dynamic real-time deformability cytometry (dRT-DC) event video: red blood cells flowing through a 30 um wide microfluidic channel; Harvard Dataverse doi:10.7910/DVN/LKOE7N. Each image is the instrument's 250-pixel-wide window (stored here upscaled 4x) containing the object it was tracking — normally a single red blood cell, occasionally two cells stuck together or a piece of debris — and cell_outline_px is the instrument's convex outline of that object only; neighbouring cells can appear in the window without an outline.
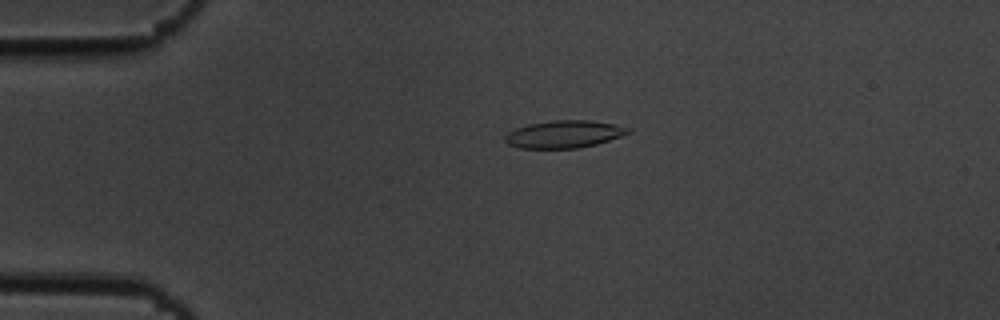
{"species": "common noctule bat (a hibernating species)", "species_latin": "Nyctalus noctula", "temperature_condition": "cold", "stored_images_in_passage": 46, "camera_frame_rate_fps": 3000, "um_per_image_px": 0.085, "animal": {"sex": "male", "body_mass_g": 19.5, "forearm_length_mm": 54.6}, "frame": {"image": 1, "passage_image": 3, "time_ms": 0.667, "image_size_px": [1000, 320], "cell_outline_px": [[632, 132], [596, 144], [580, 148], [520, 148], [508, 144], [504, 140], [504, 136], [508, 132], [516, 128], [528, 124], [556, 120], [588, 120], [616, 124], [632, 128]], "centroid_in_image_um": [47.96, 11.4], "position_along_channel_um": 37.0, "area_um2": 19.71}}
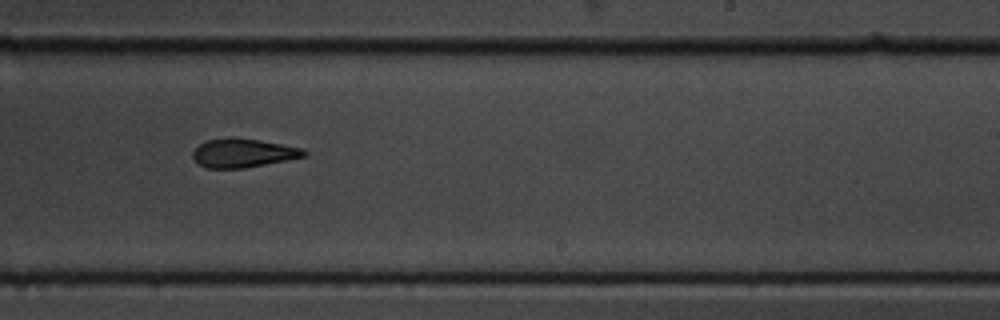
{"frame": {"image": 2, "passage_image": 25, "time_ms": 8.0, "image_size_px": [1000, 320], "cell_outline_px": [[308, 156], [244, 168], [208, 168], [200, 164], [192, 156], [192, 152], [200, 144], [208, 140], [228, 136], [232, 136], [260, 140], [300, 148], [308, 152]], "centroid_in_image_um": [20.67, 12.99], "position_along_channel_um": 268.3, "area_um2": 18.61}}
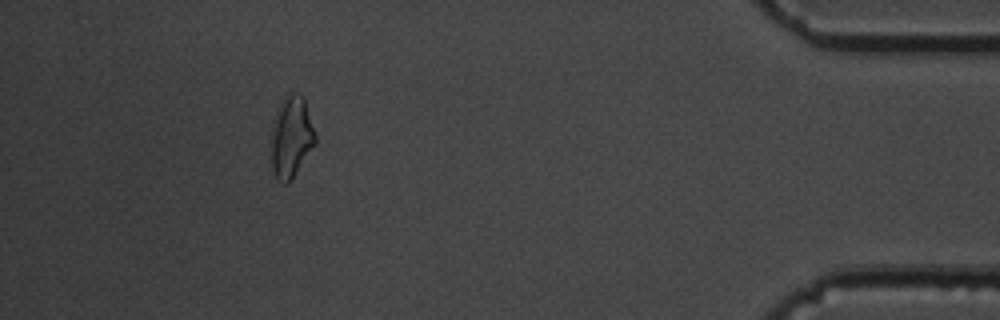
{"frame": {"image": 3, "passage_image": 41, "time_ms": 13.333, "image_size_px": [1000, 320], "cell_outline_px": [[316, 144], [292, 180], [288, 184], [284, 184], [276, 180], [272, 168], [272, 120], [276, 108], [280, 100], [288, 92], [296, 92], [304, 96], [316, 136]], "centroid_in_image_um": [24.76, 11.62], "position_along_channel_um": 410.4, "area_um2": 21.56}, "authors_computed_cell_mechanics": {"area_um2": 19.2474, "velocity_mm_per_s": 3.6538, "shape_relaxation_time_tau1_ms": 8.2027, "shape_relaxation_time_tau2_ms": 4.2484, "deformation_change_tau1": 0.2091, "deformation_change_tau2": 0.1332}}